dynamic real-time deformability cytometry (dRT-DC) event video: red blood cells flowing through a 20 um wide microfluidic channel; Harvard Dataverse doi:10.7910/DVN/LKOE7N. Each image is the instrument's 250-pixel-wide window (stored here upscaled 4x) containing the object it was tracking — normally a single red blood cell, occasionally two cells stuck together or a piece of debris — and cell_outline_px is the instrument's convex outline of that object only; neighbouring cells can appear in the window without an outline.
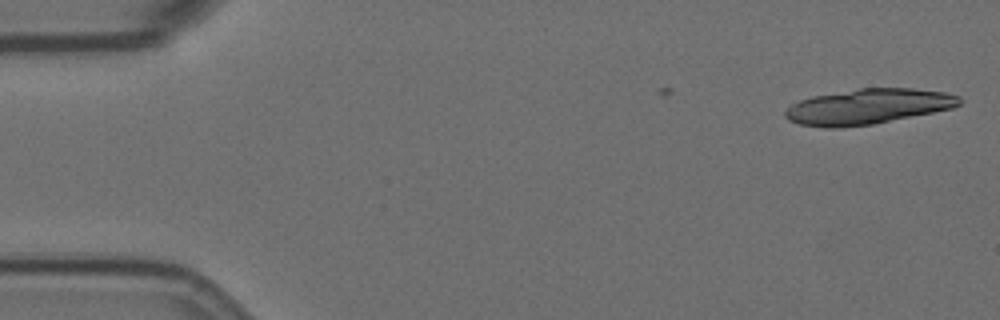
{"species": "Egyptian fruit bat (a non-hibernating species)", "species_latin": "Rousettus aegyptiacus", "temperature_condition": "room temperature", "stored_images_in_passage": 6, "camera_frame_rate_fps": 3000, "um_per_image_px": 0.085, "animal": {"sex": "female"}, "frame": {"image": 1, "passage_image": 1, "time_ms": 0.0, "image_size_px": [1000, 320], "cell_outline_px": [[960, 104], [952, 108], [872, 124], [836, 128], [824, 128], [800, 124], [788, 120], [784, 116], [784, 112], [792, 104], [800, 100], [812, 96], [860, 88], [912, 88], [944, 92], [960, 96]], "centroid_in_image_um": [73.74, 9.05], "position_along_channel_um": 11.3, "area_um2": 35.6}}